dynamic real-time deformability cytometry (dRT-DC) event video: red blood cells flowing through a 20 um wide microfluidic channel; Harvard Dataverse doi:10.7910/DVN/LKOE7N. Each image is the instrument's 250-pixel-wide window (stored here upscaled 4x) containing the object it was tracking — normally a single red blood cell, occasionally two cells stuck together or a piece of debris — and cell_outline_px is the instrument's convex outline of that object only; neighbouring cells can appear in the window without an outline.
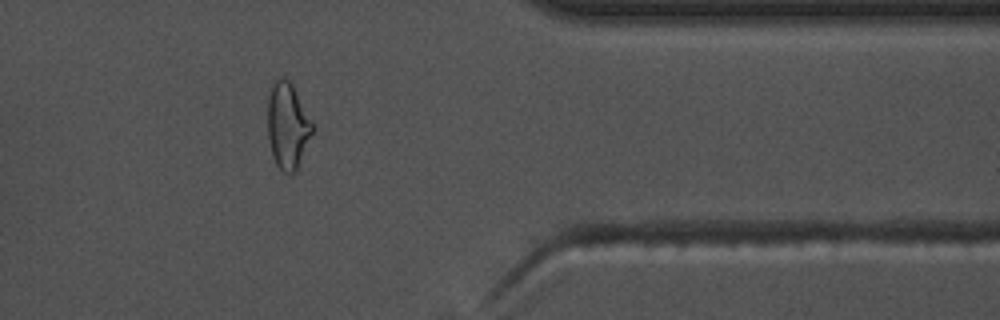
{"species": "common noctule bat (a hibernating species)", "species_latin": "Nyctalus noctula", "temperature_condition": "warm", "stored_images_in_passage": 37, "camera_frame_rate_fps": 3000, "um_per_image_px": 0.085, "animal": {"sex": "male", "body_mass_g": 17.5, "forearm_length_mm": 52.3}, "frame": {"image": 1, "passage_image": 27, "time_ms": 8.667, "image_size_px": [1000, 320], "cell_outline_px": [[312, 132], [296, 172], [292, 176], [284, 172], [276, 164], [272, 156], [268, 140], [268, 96], [272, 84], [276, 76], [284, 76], [292, 84], [312, 120]], "centroid_in_image_um": [24.43, 10.67], "position_along_channel_um": 387.0, "area_um2": 22.6}}